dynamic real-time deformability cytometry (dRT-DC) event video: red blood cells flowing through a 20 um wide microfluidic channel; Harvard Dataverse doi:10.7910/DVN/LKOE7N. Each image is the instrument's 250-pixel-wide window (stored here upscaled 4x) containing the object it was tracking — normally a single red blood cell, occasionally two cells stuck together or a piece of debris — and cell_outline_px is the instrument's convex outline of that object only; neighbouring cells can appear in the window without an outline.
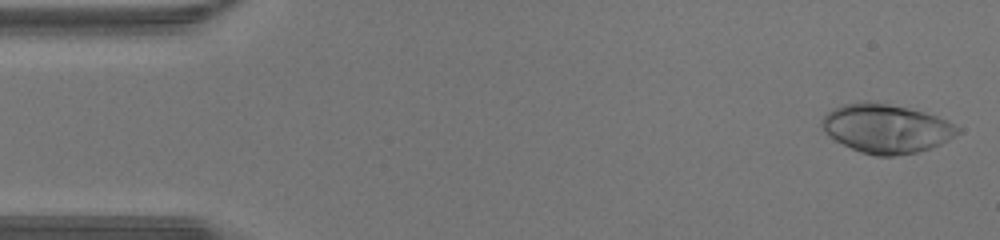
{"species": "human", "species_latin": "Homo sapiens", "temperature_condition": "warm", "stored_images_in_passage": 42, "camera_frame_rate_fps": 3000, "um_per_image_px": 0.085, "donor": {"sex": "male"}, "frame": {"image": 1, "passage_image": 1, "time_ms": 0.0, "image_size_px": [1000, 240], "cell_outline_px": [[960, 132], [948, 140], [940, 144], [916, 152], [892, 156], [876, 156], [860, 152], [828, 136], [824, 132], [820, 124], [820, 120], [828, 112], [844, 104], [868, 100], [908, 108], [924, 112], [936, 116], [960, 128]], "centroid_in_image_um": [75.29, 10.92], "position_along_channel_um": 9.7, "area_um2": 38.38}}
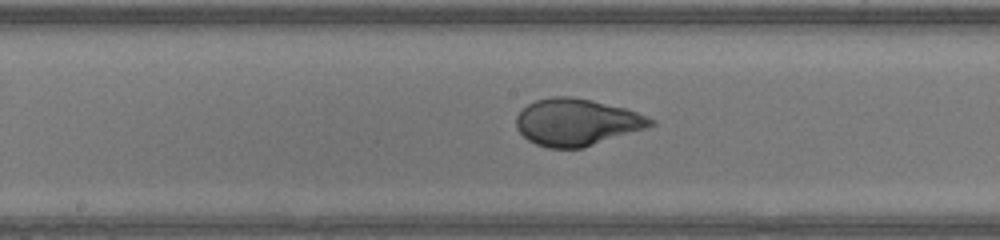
{"frame": {"image": 2, "passage_image": 21, "time_ms": 6.667, "image_size_px": [1000, 240], "cell_outline_px": [[656, 124], [584, 148], [548, 148], [536, 144], [528, 140], [516, 128], [516, 116], [528, 104], [536, 100], [552, 96], [572, 96], [592, 100], [624, 108], [636, 112], [656, 120]], "centroid_in_image_um": [49.0, 10.38], "position_along_channel_um": 199.2, "area_um2": 36.59}}
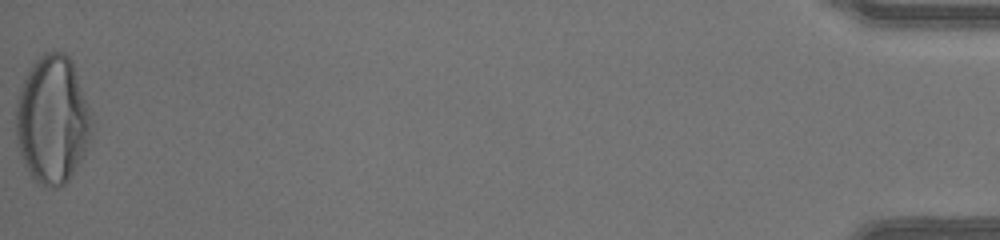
{"frame": {"image": 3, "passage_image": 42, "time_ms": 13.667, "image_size_px": [1000, 240], "cell_outline_px": [[92, 136], [84, 156], [68, 180], [60, 188], [48, 188], [36, 184], [28, 172], [24, 164], [20, 152], [16, 136], [16, 100], [20, 88], [32, 64], [44, 52], [64, 52], [72, 60], [92, 112]], "centroid_in_image_um": [4.48, 10.21], "position_along_channel_um": 430.7, "area_um2": 57.28}}